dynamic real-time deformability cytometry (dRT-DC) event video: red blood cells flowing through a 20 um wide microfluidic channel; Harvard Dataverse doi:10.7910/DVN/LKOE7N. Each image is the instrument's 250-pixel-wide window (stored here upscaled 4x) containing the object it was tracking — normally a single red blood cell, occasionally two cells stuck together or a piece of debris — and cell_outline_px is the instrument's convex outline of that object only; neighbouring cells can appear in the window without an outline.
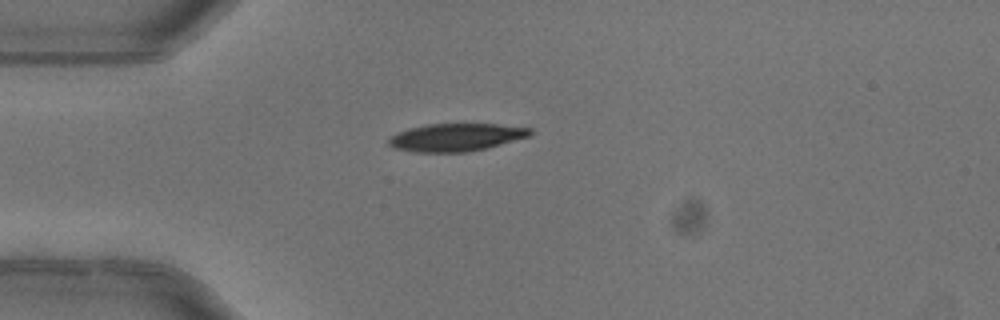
{"species": "common noctule bat (a hibernating species)", "species_latin": "Nyctalus noctula", "temperature_condition": "warm", "stored_images_in_passage": 1, "camera_frame_rate_fps": 3000, "um_per_image_px": 0.085, "animal": {"sex": "female"}, "frame": {"image": 1, "passage_image": 1, "time_ms": 0.0, "image_size_px": [1000, 320], "cell_outline_px": [[532, 136], [488, 148], [468, 152], [416, 152], [392, 148], [388, 144], [388, 136], [396, 132], [408, 128], [428, 124], [496, 124], [532, 128]], "centroid_in_image_um": [38.76, 11.67], "position_along_channel_um": 46.2, "area_um2": 23.24}}